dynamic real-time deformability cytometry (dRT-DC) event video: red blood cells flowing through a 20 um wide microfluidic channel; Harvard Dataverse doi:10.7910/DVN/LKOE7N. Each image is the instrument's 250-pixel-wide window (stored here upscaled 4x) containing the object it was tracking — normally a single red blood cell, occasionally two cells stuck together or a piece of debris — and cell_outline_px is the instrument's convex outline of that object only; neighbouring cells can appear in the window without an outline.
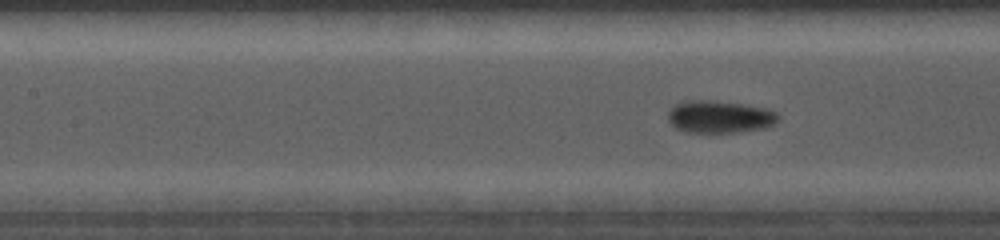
{"species": "common noctule bat (a hibernating species)", "species_latin": "Nyctalus noctula", "temperature_condition": "cold", "stored_images_in_passage": 67, "camera_frame_rate_fps": 5000, "um_per_image_px": 0.085, "animal": {"sex": "female", "body_mass_g": 19.0, "forearm_length_mm": 56.7}, "frame": {"image": 1, "passage_image": 37, "time_ms": 5.6, "image_size_px": [1000, 240], "cell_outline_px": [[780, 116], [772, 124], [764, 128], [740, 132], [684, 132], [676, 128], [668, 120], [668, 112], [680, 100], [716, 100], [764, 108], [776, 112]], "centroid_in_image_um": [61.12, 9.92], "position_along_channel_um": 146.3, "area_um2": 20.75}}
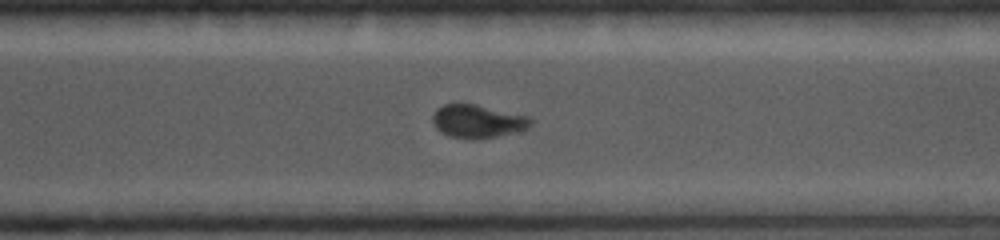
{"frame": {"image": 2, "passage_image": 52, "time_ms": 9.6, "image_size_px": [1000, 240], "cell_outline_px": [[532, 124], [524, 128], [512, 132], [496, 136], [448, 136], [436, 128], [432, 120], [432, 116], [436, 108], [444, 104], [460, 100], [528, 116], [532, 120]], "centroid_in_image_um": [40.52, 10.21], "position_along_channel_um": 330.1, "area_um2": 18.61}}
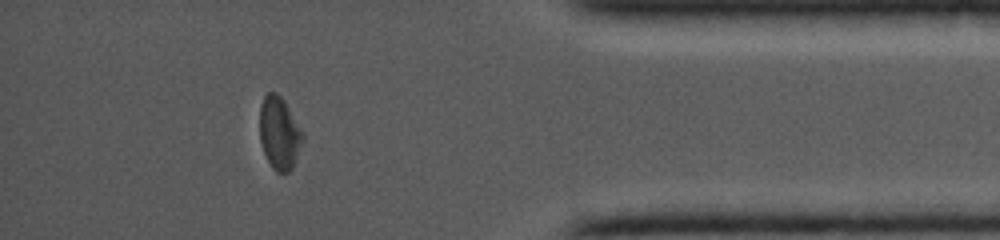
{"frame": {"image": 3, "passage_image": 61, "time_ms": 11.8, "image_size_px": [1000, 240], "cell_outline_px": [[304, 140], [292, 168], [288, 172], [276, 172], [272, 168], [264, 152], [260, 140], [260, 108], [264, 96], [268, 92], [276, 92], [284, 100], [304, 132]], "centroid_in_image_um": [23.76, 11.31], "position_along_channel_um": 411.4, "area_um2": 18.26}}